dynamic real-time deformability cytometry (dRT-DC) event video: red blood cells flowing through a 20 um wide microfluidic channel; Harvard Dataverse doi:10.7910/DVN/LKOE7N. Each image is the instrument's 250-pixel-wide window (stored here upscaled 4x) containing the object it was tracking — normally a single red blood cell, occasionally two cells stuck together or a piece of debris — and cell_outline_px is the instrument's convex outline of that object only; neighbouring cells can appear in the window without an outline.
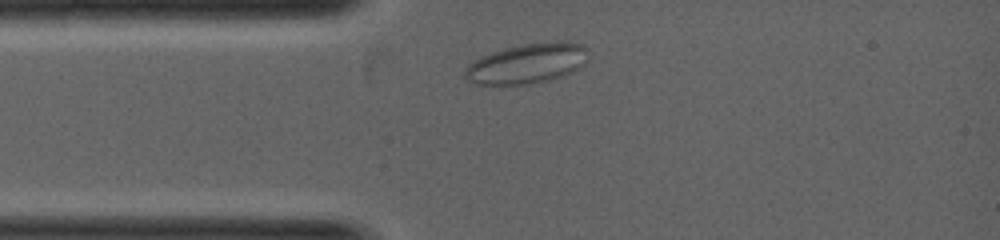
{"species": "common noctule bat (a hibernating species)", "species_latin": "Nyctalus noctula", "temperature_condition": "warm", "stored_images_in_passage": 9, "camera_frame_rate_fps": 5000, "um_per_image_px": 0.085, "animal": {"sex": "female", "body_mass_g": 19.0, "forearm_length_mm": 53.3}, "frame": {"image": 1, "passage_image": 2, "time_ms": 0.4, "image_size_px": [1000, 240], "cell_outline_px": [[588, 60], [580, 68], [572, 72], [548, 80], [528, 84], [476, 84], [468, 80], [464, 76], [464, 72], [468, 64], [480, 56], [504, 48], [524, 44], [560, 40], [568, 40], [584, 44], [588, 48]], "centroid_in_image_um": [44.86, 5.37], "position_along_channel_um": 40.1, "area_um2": 29.07}}
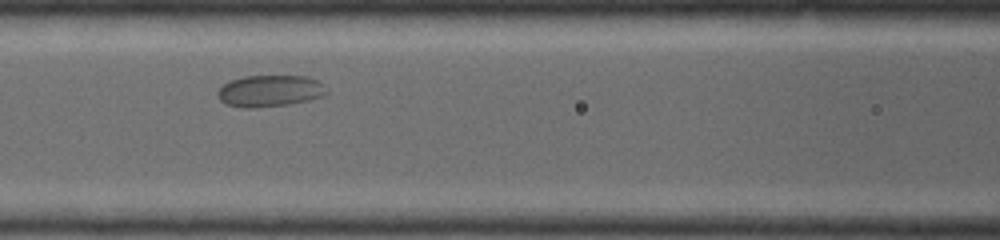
{"frame": {"image": 2, "passage_image": 6, "time_ms": 1.8, "image_size_px": [1000, 240], "cell_outline_px": [[328, 92], [324, 96], [308, 100], [288, 104], [256, 108], [244, 108], [228, 104], [220, 100], [216, 96], [216, 92], [224, 84], [232, 80], [244, 76], [308, 76], [324, 84], [328, 88]], "centroid_in_image_um": [22.96, 7.73], "position_along_channel_um": 143.6, "area_um2": 20.17}}
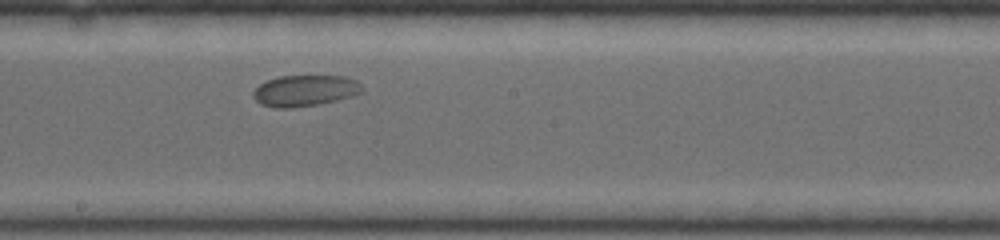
{"frame": {"image": 3, "passage_image": 9, "time_ms": 2.8, "image_size_px": [1000, 240], "cell_outline_px": [[364, 92], [352, 96], [336, 100], [316, 104], [292, 108], [276, 108], [260, 104], [252, 96], [252, 92], [260, 84], [268, 80], [280, 76], [344, 76], [356, 80], [364, 88]], "centroid_in_image_um": [25.92, 7.7], "position_along_channel_um": 222.3, "area_um2": 19.77}}